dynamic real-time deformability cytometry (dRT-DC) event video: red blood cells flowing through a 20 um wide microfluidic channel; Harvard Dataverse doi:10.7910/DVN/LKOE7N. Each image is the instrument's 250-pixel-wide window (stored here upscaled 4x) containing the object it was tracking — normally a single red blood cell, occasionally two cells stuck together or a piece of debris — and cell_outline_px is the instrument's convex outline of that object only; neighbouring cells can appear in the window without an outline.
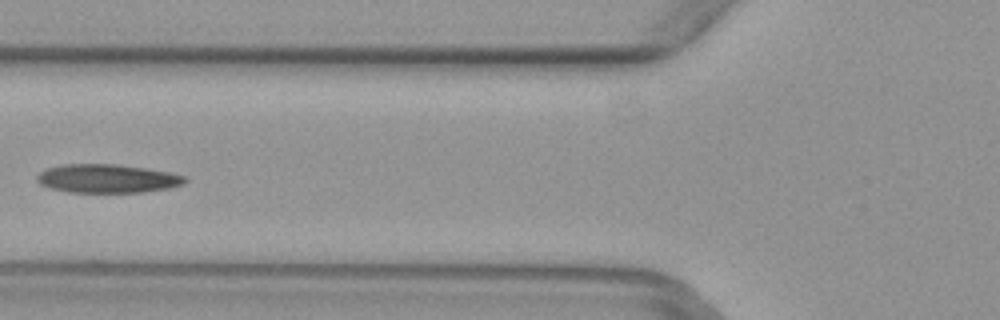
{"species": "common noctule bat (a hibernating species)", "species_latin": "Nyctalus noctula", "temperature_condition": "warm", "stored_images_in_passage": 5, "camera_frame_rate_fps": 3000, "um_per_image_px": 0.085, "animal": {"sex": "female", "body_mass_g": 29.2, "forearm_length_mm": 56.3}, "frame": {"image": 1, "passage_image": 5, "time_ms": 1.333, "image_size_px": [1000, 320], "cell_outline_px": [[188, 180], [184, 184], [168, 188], [144, 192], [68, 192], [48, 188], [40, 184], [36, 180], [36, 176], [40, 172], [48, 168], [60, 164], [116, 164], [144, 168], [168, 172], [184, 176]], "centroid_in_image_um": [9.08, 15.18], "position_along_channel_um": 116.7, "area_um2": 24.68}}